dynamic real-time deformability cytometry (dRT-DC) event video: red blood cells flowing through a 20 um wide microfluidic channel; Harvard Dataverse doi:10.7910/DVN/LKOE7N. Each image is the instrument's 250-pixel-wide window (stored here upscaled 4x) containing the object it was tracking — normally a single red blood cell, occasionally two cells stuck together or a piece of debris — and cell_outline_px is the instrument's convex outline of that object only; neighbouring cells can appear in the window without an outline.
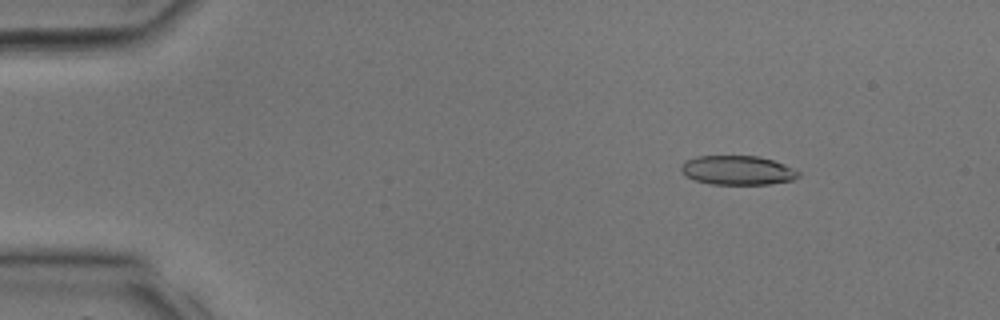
{"species": "common noctule bat (a hibernating species)", "species_latin": "Nyctalus noctula", "temperature_condition": "room temperature", "stored_images_in_passage": 13, "camera_frame_rate_fps": 3000, "um_per_image_px": 0.085, "animal": {"sex": "male", "body_mass_g": 17.9, "forearm_length_mm": 54.2}, "frame": {"image": 1, "passage_image": 5, "time_ms": 1.333, "image_size_px": [1000, 320], "cell_outline_px": [[800, 176], [792, 180], [768, 184], [712, 184], [696, 180], [688, 176], [680, 168], [680, 164], [684, 160], [696, 156], [760, 156], [784, 164], [800, 172]], "centroid_in_image_um": [62.69, 14.46], "position_along_channel_um": 22.3, "area_um2": 19.88}}
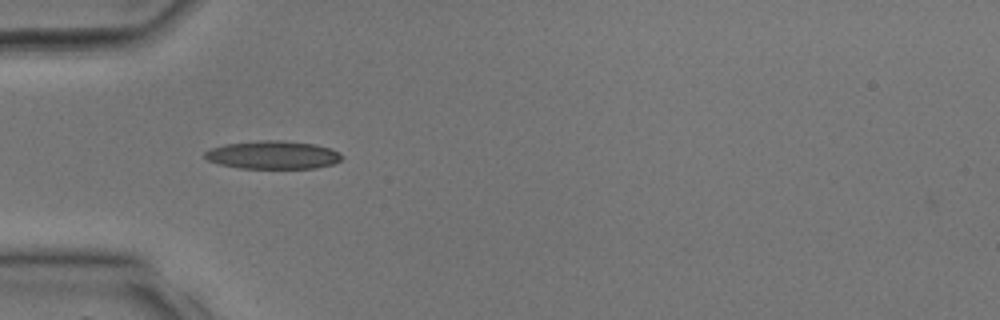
{"frame": {"image": 2, "passage_image": 11, "time_ms": 3.333, "image_size_px": [1000, 320], "cell_outline_px": [[344, 156], [340, 160], [332, 164], [316, 168], [240, 168], [220, 164], [208, 160], [204, 156], [204, 152], [212, 148], [224, 144], [260, 140], [280, 140], [316, 144], [332, 148], [340, 152]], "centroid_in_image_um": [23.23, 13.16], "position_along_channel_um": 61.8, "area_um2": 22.54}}